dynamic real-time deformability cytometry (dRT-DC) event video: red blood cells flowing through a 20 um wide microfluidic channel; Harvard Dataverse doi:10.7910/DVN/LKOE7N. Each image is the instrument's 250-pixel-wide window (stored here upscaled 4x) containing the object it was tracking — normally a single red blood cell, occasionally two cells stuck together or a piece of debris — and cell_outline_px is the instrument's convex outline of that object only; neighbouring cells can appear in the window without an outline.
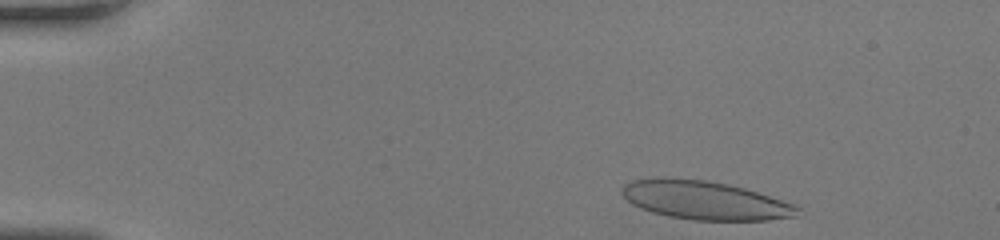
{"species": "human", "species_latin": "Homo sapiens", "temperature_condition": "room temperature", "stored_images_in_passage": 38, "camera_frame_rate_fps": 3000, "um_per_image_px": 0.085, "donor": {"sex": "female"}, "frame": {"image": 1, "passage_image": 2, "time_ms": 0.333, "image_size_px": [1000, 240], "cell_outline_px": [[800, 208], [796, 216], [768, 220], [692, 220], [668, 216], [652, 212], [640, 208], [632, 204], [620, 192], [624, 184], [632, 180], [660, 176], [668, 176], [708, 180], [728, 184], [744, 188], [792, 204]], "centroid_in_image_um": [59.83, 17.0], "position_along_channel_um": 25.2, "area_um2": 39.59}}
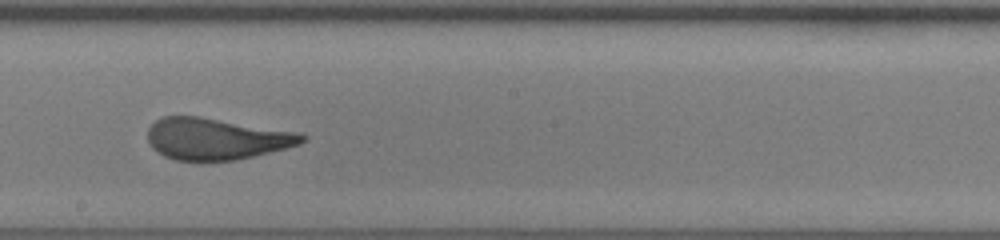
{"frame": {"image": 2, "passage_image": 24, "time_ms": 7.667, "image_size_px": [1000, 240], "cell_outline_px": [[308, 136], [300, 144], [236, 160], [176, 160], [164, 156], [156, 152], [152, 148], [148, 140], [148, 128], [156, 120], [164, 116], [200, 116], [304, 132]], "centroid_in_image_um": [18.41, 11.78], "position_along_channel_um": 229.8, "area_um2": 37.63}}
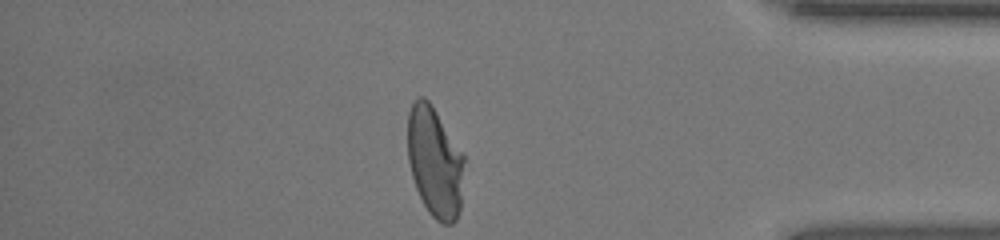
{"frame": {"image": 3, "passage_image": 38, "time_ms": 12.333, "image_size_px": [1000, 240], "cell_outline_px": [[464, 160], [460, 212], [456, 220], [452, 224], [444, 224], [436, 220], [428, 212], [416, 188], [412, 176], [408, 160], [408, 112], [412, 104], [420, 96], [424, 96], [432, 104], [464, 152]], "centroid_in_image_um": [36.98, 13.75], "position_along_channel_um": 398.2, "area_um2": 36.7}, "authors_computed_cell_mechanics": {"area_um2": 38.5526, "velocity_mm_per_s": 4.1682, "shape_relaxation_time_tau1_ms": 7.2786, "shape_relaxation_time_tau2_ms": 0.7855, "deformation_change_tau1": 0.2536, "deformation_change_tau2": 0.1003}}